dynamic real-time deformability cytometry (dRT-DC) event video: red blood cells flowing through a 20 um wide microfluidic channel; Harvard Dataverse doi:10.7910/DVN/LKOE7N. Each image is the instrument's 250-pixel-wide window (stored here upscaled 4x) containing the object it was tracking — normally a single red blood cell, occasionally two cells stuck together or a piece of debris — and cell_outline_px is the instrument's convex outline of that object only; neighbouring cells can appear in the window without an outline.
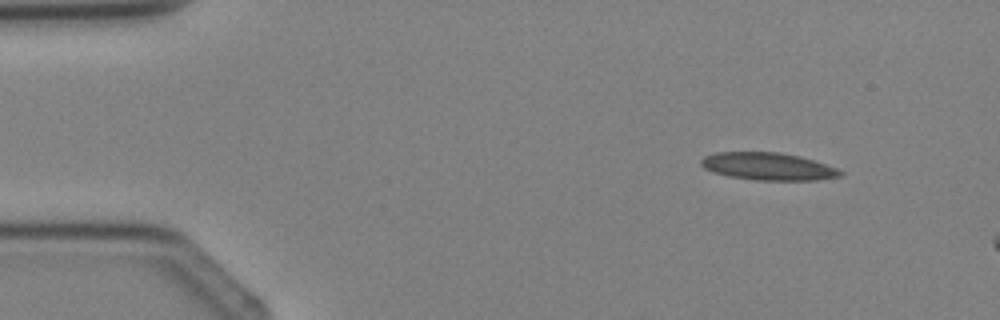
{"species": "Egyptian fruit bat (a non-hibernating species)", "species_latin": "Rousettus aegyptiacus", "temperature_condition": "cold", "stored_images_in_passage": 3, "camera_frame_rate_fps": 3000, "um_per_image_px": 0.085, "animal": {"sex": "female"}, "frame": {"image": 1, "passage_image": 3, "time_ms": 2.333, "image_size_px": [1000, 320], "cell_outline_px": [[844, 172], [840, 176], [816, 180], [756, 180], [728, 176], [712, 172], [704, 168], [700, 164], [700, 160], [704, 156], [716, 152], [780, 152], [800, 156], [836, 168]], "centroid_in_image_um": [65.24, 14.14], "position_along_channel_um": 19.8, "area_um2": 22.25}}